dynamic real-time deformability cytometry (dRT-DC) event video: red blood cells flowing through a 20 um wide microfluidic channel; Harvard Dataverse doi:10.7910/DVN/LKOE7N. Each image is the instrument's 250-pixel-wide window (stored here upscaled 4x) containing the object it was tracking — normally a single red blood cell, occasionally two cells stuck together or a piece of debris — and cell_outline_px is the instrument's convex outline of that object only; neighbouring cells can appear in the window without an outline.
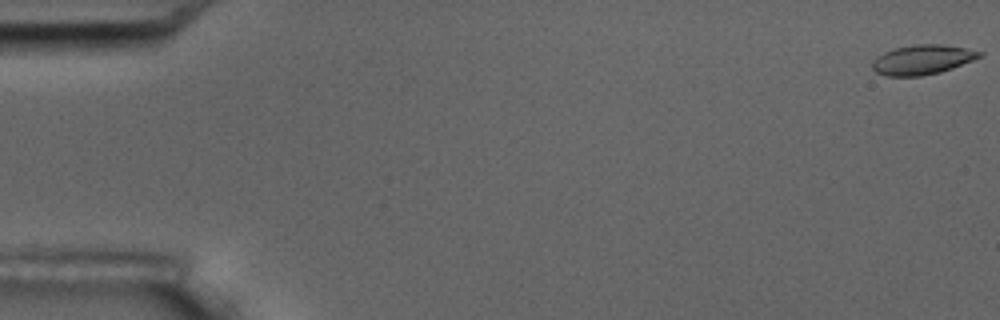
{"species": "common noctule bat (a hibernating species)", "species_latin": "Nyctalus noctula", "temperature_condition": "room temperature", "stored_images_in_passage": 17, "camera_frame_rate_fps": 3000, "um_per_image_px": 0.085, "animal": {"sex": "male", "body_mass_g": 17.5, "forearm_length_mm": 52.3}, "frame": {"image": 1, "passage_image": 1, "time_ms": 0.0, "image_size_px": [1000, 320], "cell_outline_px": [[984, 56], [952, 68], [940, 72], [920, 76], [884, 76], [876, 72], [872, 68], [872, 60], [876, 56], [884, 52], [896, 48], [916, 44], [940, 44], [964, 48], [984, 52]], "centroid_in_image_um": [78.39, 5.07], "position_along_channel_um": 6.6, "area_um2": 18.55}}
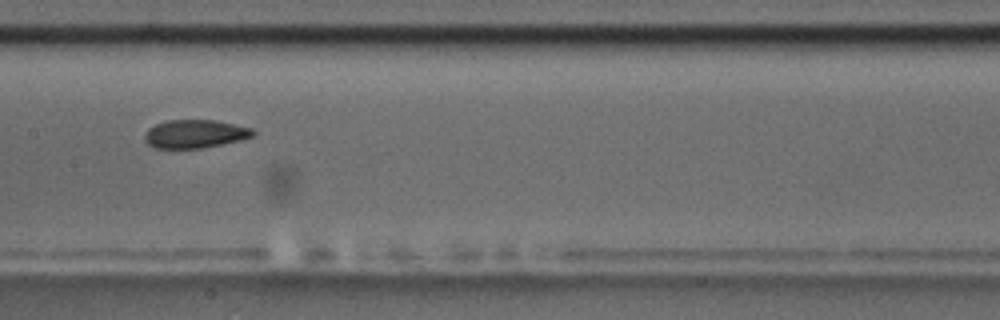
{"frame": {"image": 2, "passage_image": 9, "time_ms": 9.333, "image_size_px": [1000, 320], "cell_outline_px": [[256, 132], [252, 136], [240, 140], [200, 148], [152, 148], [144, 140], [144, 132], [148, 128], [156, 124], [168, 120], [216, 120], [252, 128]], "centroid_in_image_um": [16.53, 11.37], "position_along_channel_um": 190.9, "area_um2": 17.86}}
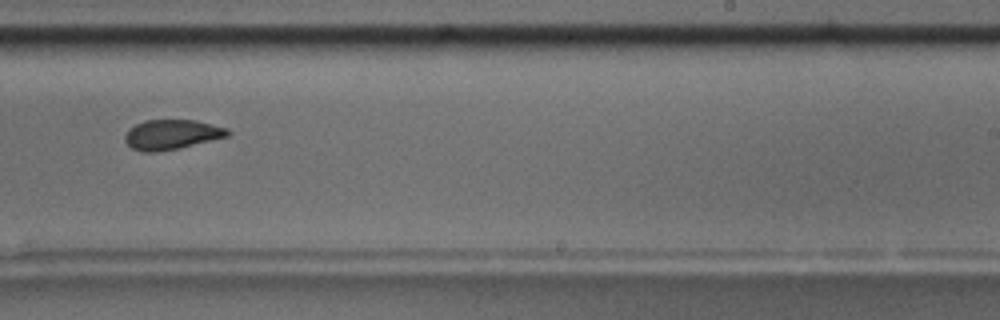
{"frame": {"image": 3, "passage_image": 11, "time_ms": 11.667, "image_size_px": [1000, 320], "cell_outline_px": [[232, 132], [228, 136], [180, 148], [156, 152], [144, 152], [132, 148], [124, 140], [124, 136], [128, 128], [144, 120], [196, 120], [228, 128]], "centroid_in_image_um": [14.59, 11.43], "position_along_channel_um": 274.4, "area_um2": 17.98}, "authors_computed_cell_mechanics": {"area_um2": 18.5538, "velocity_mm_per_s": 3.5871, "shape_relaxation_time_tau1_ms": null, "shape_relaxation_time_tau2_ms": 0.9532, "deformation_change_tau1": null, "deformation_change_tau2": 0.039}}